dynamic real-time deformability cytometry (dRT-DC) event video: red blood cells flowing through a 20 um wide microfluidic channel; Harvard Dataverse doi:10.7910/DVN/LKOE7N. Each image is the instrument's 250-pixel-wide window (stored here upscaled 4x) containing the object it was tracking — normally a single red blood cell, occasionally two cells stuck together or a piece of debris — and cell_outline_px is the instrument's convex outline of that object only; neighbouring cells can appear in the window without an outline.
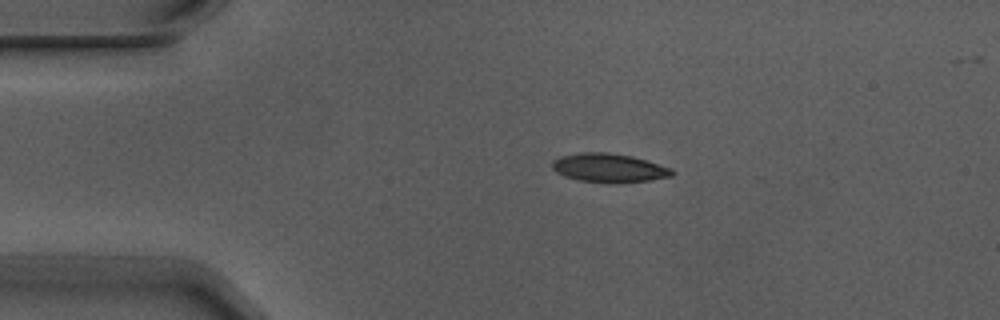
{"species": "Egyptian fruit bat (a non-hibernating species)", "species_latin": "Rousettus aegyptiacus", "temperature_condition": "warm", "stored_images_in_passage": 4, "camera_frame_rate_fps": 3000, "um_per_image_px": 0.085, "animal": {"sex": "male"}, "frame": {"image": 1, "passage_image": 3, "time_ms": 0.667, "image_size_px": [1000, 320], "cell_outline_px": [[676, 172], [672, 176], [648, 180], [580, 180], [564, 176], [556, 172], [552, 168], [552, 160], [560, 156], [584, 152], [604, 152], [632, 156], [672, 168]], "centroid_in_image_um": [51.74, 14.22], "position_along_channel_um": 33.3, "area_um2": 19.19}}